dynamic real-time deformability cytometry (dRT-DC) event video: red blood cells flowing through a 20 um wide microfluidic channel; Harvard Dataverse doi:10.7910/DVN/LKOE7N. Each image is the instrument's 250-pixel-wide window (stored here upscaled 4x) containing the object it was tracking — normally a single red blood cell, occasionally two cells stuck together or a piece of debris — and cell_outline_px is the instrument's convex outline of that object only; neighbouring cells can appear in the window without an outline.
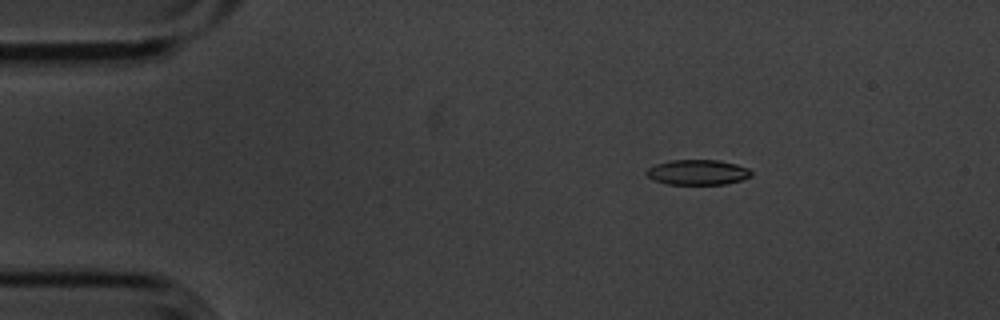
{"species": "common noctule bat (a hibernating species)", "species_latin": "Nyctalus noctula", "temperature_condition": "cold", "stored_images_in_passage": 5, "camera_frame_rate_fps": 3000, "um_per_image_px": 0.085, "animal": {"sex": "male", "body_mass_g": 20.1, "forearm_length_mm": 53.5}, "frame": {"image": 1, "passage_image": 3, "time_ms": 0.667, "image_size_px": [1000, 320], "cell_outline_px": [[752, 176], [740, 180], [724, 184], [668, 184], [656, 180], [648, 176], [644, 172], [648, 168], [656, 164], [672, 160], [720, 160], [736, 164], [748, 168], [752, 172]], "centroid_in_image_um": [59.32, 14.63], "position_along_channel_um": 25.7, "area_um2": 15.26}}